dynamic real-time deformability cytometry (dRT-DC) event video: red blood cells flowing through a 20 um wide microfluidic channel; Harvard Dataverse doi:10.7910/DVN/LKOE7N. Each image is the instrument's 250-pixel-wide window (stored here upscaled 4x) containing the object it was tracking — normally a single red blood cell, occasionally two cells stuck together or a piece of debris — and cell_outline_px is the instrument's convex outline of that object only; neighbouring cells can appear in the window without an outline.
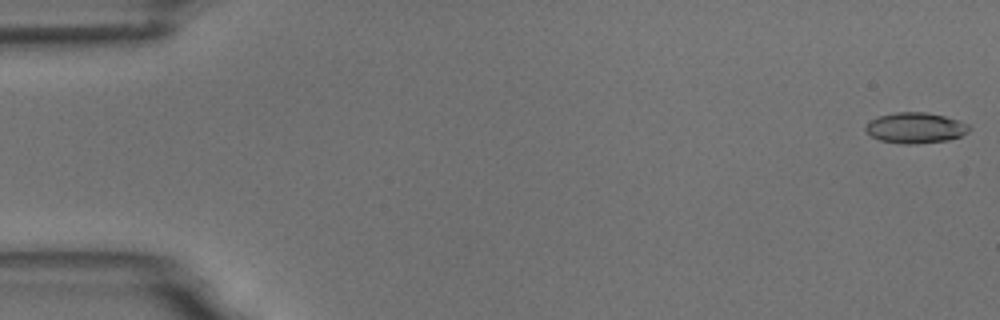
{"species": "common noctule bat (a hibernating species)", "species_latin": "Nyctalus noctula", "temperature_condition": "room temperature", "stored_images_in_passage": 15, "camera_frame_rate_fps": 3000, "um_per_image_px": 0.085, "animal": {"sex": "male", "body_mass_g": 18.8}, "frame": {"image": 1, "passage_image": 1, "time_ms": 0.0, "image_size_px": [1000, 320], "cell_outline_px": [[972, 128], [968, 132], [960, 136], [948, 140], [916, 144], [900, 144], [880, 140], [872, 136], [864, 128], [872, 120], [880, 116], [896, 112], [924, 112], [944, 116], [968, 124]], "centroid_in_image_um": [77.84, 10.88], "position_along_channel_um": 7.2, "area_um2": 18.32}}
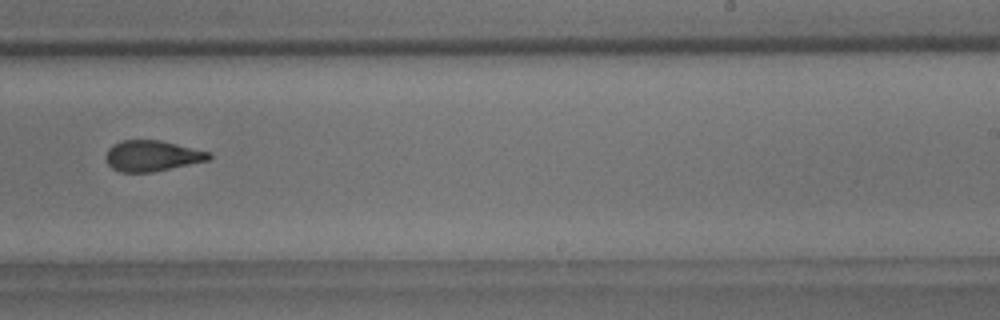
{"frame": {"image": 2, "passage_image": 10, "time_ms": 11.0, "image_size_px": [1000, 320], "cell_outline_px": [[212, 156], [208, 160], [152, 172], [120, 172], [112, 168], [108, 164], [104, 156], [108, 148], [112, 144], [120, 140], [160, 140], [212, 152]], "centroid_in_image_um": [12.9, 13.23], "position_along_channel_um": 276.1, "area_um2": 18.61}}
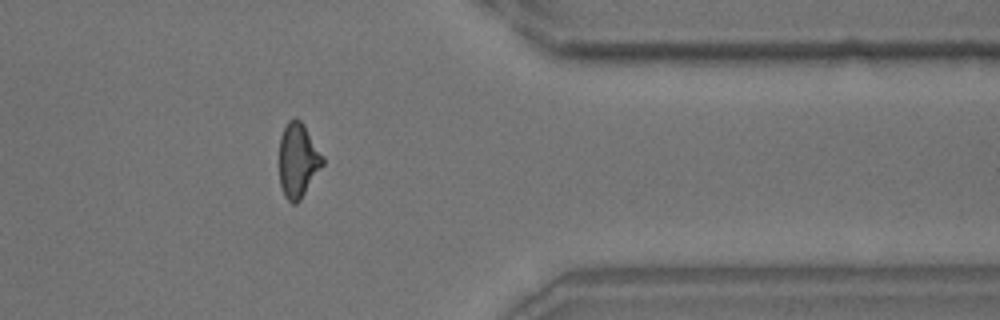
{"frame": {"image": 3, "passage_image": 13, "time_ms": 14.333, "image_size_px": [1000, 320], "cell_outline_px": [[324, 164], [300, 200], [296, 204], [292, 204], [284, 196], [280, 184], [280, 136], [288, 120], [292, 116], [296, 116], [304, 124], [324, 156]], "centroid_in_image_um": [25.34, 13.6], "position_along_channel_um": 386.1, "area_um2": 19.02}, "authors_computed_cell_mechanics": {"area_um2": 18.8428, "velocity_mm_per_s": 3.7393, "shape_relaxation_time_tau1_ms": null, "shape_relaxation_time_tau2_ms": 2.5779, "deformation_change_tau1": null, "deformation_change_tau2": 0.081}}